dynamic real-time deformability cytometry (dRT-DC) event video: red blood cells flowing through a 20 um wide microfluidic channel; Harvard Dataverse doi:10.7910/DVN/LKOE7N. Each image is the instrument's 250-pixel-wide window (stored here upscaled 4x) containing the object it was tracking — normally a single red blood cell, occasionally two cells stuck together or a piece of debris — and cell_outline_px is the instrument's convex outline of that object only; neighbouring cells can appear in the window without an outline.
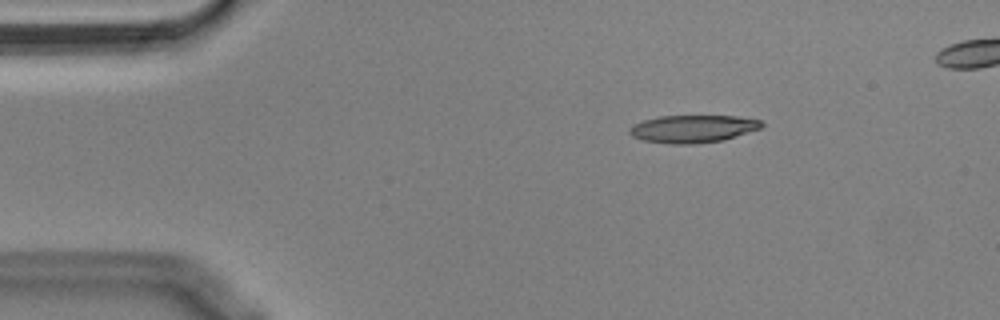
{"species": "Egyptian fruit bat (a non-hibernating species)", "species_latin": "Rousettus aegyptiacus", "temperature_condition": "cold", "stored_images_in_passage": 46, "camera_frame_rate_fps": 3000, "um_per_image_px": 0.085, "animal": {"sex": "male"}, "frame": {"image": 1, "passage_image": 1, "time_ms": 0.0, "image_size_px": [1000, 320], "cell_outline_px": [[764, 124], [760, 128], [724, 140], [696, 144], [668, 144], [644, 140], [632, 136], [628, 132], [628, 128], [644, 120], [660, 116], [736, 116], [760, 120]], "centroid_in_image_um": [58.88, 10.95], "position_along_channel_um": 26.1, "area_um2": 21.15}}
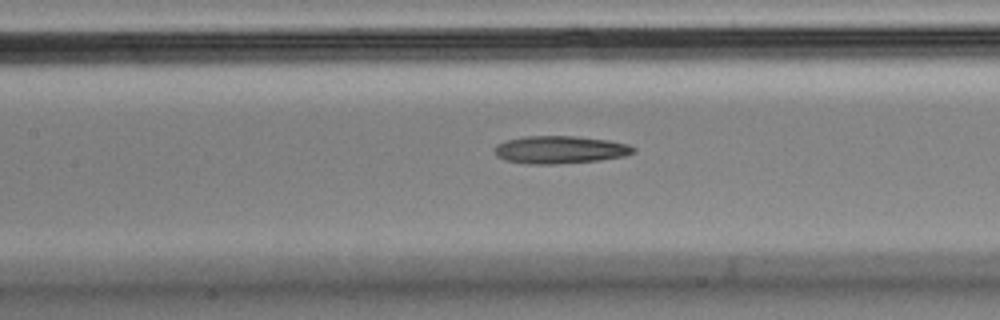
{"frame": {"image": 2, "passage_image": 17, "time_ms": 5.333, "image_size_px": [1000, 320], "cell_outline_px": [[636, 152], [624, 156], [600, 160], [552, 164], [528, 164], [504, 160], [496, 156], [496, 144], [508, 140], [524, 136], [576, 136], [608, 140], [628, 144], [636, 148]], "centroid_in_image_um": [47.62, 12.72], "position_along_channel_um": 159.8, "area_um2": 22.37}}
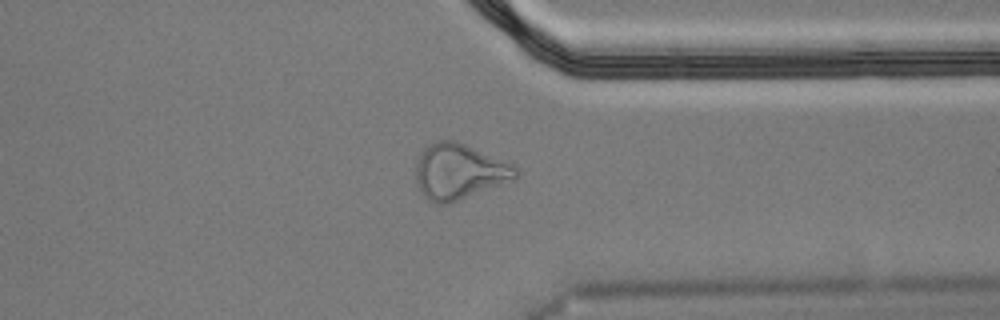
{"frame": {"image": 3, "passage_image": 35, "time_ms": 11.333, "image_size_px": [1000, 320], "cell_outline_px": [[520, 176], [448, 204], [436, 204], [428, 200], [420, 192], [416, 184], [416, 160], [424, 148], [428, 144], [436, 140], [456, 140], [516, 164], [520, 172]], "centroid_in_image_um": [39.02, 14.56], "position_along_channel_um": 372.4, "area_um2": 32.66}}